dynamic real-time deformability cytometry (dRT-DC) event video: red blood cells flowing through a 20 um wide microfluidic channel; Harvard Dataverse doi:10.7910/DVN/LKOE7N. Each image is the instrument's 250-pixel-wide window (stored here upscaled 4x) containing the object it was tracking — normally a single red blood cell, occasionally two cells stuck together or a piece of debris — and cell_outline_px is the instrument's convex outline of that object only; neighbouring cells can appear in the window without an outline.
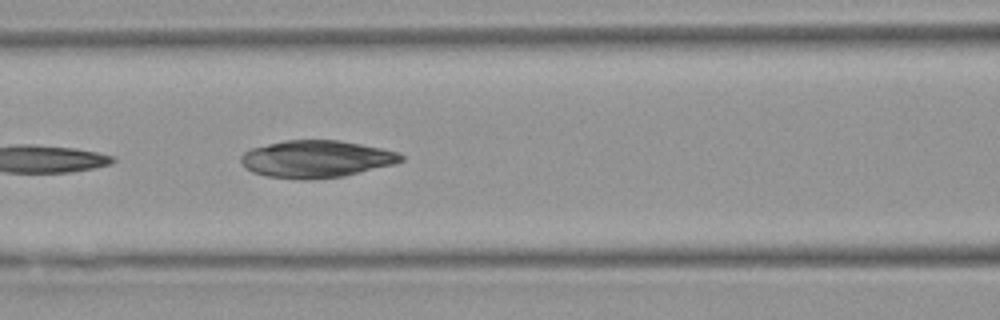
{"species": "Egyptian fruit bat (a non-hibernating species)", "species_latin": "Rousettus aegyptiacus", "temperature_condition": "warm", "stored_images_in_passage": 5, "camera_frame_rate_fps": 3000, "um_per_image_px": 0.085, "animal": {"sex": "female"}, "frame": {"image": 1, "passage_image": 5, "time_ms": 6.0, "image_size_px": [1000, 320], "cell_outline_px": [[404, 160], [392, 164], [344, 176], [312, 180], [304, 180], [268, 176], [252, 172], [244, 168], [240, 160], [240, 156], [244, 152], [252, 148], [284, 140], [340, 140], [400, 152], [404, 156]], "centroid_in_image_um": [26.86, 13.52], "position_along_channel_um": 139.7, "area_um2": 34.74}}